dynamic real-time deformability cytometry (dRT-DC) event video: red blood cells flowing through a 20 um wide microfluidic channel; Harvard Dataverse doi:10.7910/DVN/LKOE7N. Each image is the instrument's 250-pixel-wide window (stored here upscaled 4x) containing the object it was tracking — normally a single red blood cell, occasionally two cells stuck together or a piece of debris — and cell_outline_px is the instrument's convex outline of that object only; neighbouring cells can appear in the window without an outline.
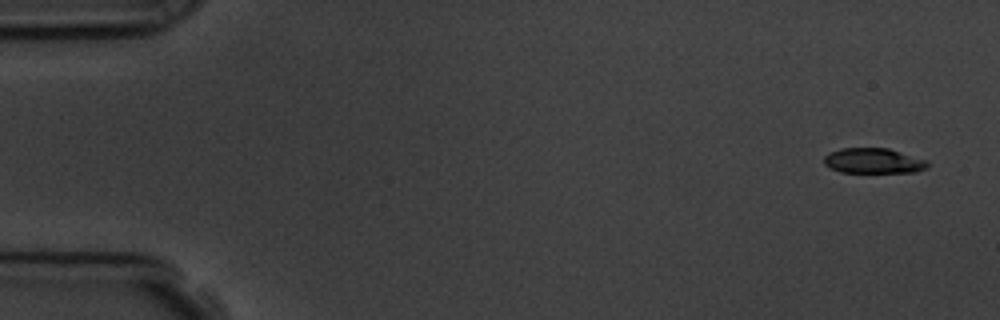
{"species": "common noctule bat (a hibernating species)", "species_latin": "Nyctalus noctula", "temperature_condition": "room temperature", "stored_images_in_passage": 4, "camera_frame_rate_fps": 3000, "um_per_image_px": 0.085, "animal": {"sex": "male", "body_mass_g": 19.5, "forearm_length_mm": 54.6}, "frame": {"image": 1, "passage_image": 1, "time_ms": 0.0, "image_size_px": [1000, 320], "cell_outline_px": [[928, 168], [916, 172], [840, 172], [828, 168], [824, 164], [824, 156], [828, 152], [840, 148], [888, 148], [928, 160]], "centroid_in_image_um": [74.22, 13.67], "position_along_channel_um": 10.8, "area_um2": 15.43}}
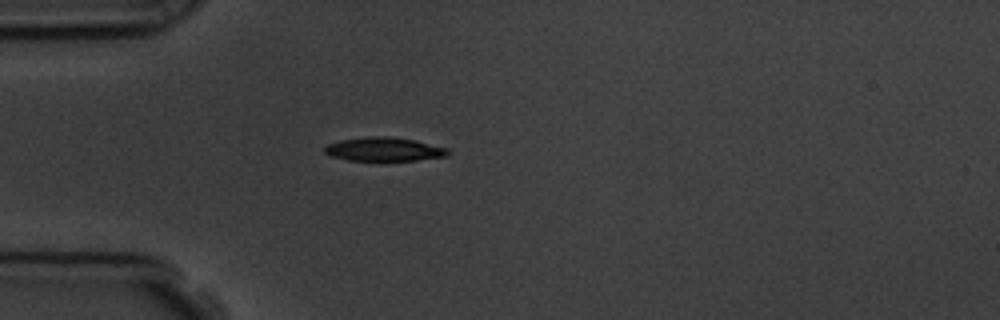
{"frame": {"image": 2, "passage_image": 4, "time_ms": 4.333, "image_size_px": [1000, 320], "cell_outline_px": [[448, 156], [416, 160], [348, 160], [332, 156], [324, 152], [324, 148], [328, 144], [340, 140], [368, 136], [384, 136], [416, 140], [448, 148]], "centroid_in_image_um": [32.65, 12.68], "position_along_channel_um": 52.3, "area_um2": 16.94}}